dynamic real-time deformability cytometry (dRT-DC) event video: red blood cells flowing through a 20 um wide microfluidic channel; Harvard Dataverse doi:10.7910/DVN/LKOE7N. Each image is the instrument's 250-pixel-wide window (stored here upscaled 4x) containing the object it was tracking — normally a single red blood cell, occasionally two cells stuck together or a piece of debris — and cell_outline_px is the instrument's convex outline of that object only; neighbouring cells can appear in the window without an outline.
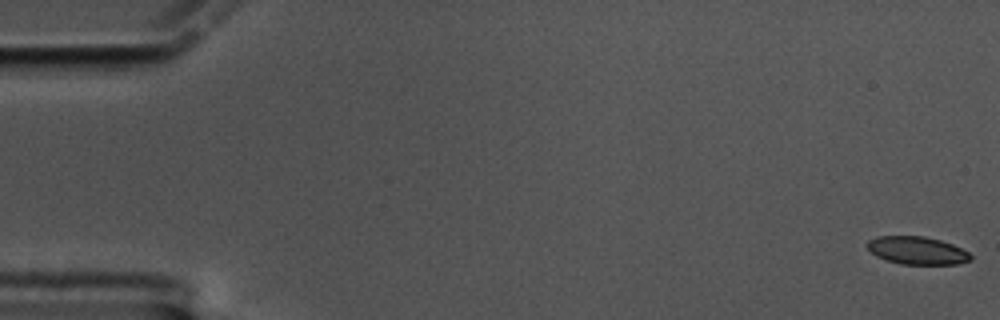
{"species": "common noctule bat (a hibernating species)", "species_latin": "Nyctalus noctula", "temperature_condition": "cold", "stored_images_in_passage": 61, "camera_frame_rate_fps": 3000, "um_per_image_px": 0.085, "animal": {"sex": "male", "body_mass_g": 17.5, "forearm_length_mm": 52.3}, "frame": {"image": 1, "passage_image": 1, "time_ms": 0.0, "image_size_px": [1000, 320], "cell_outline_px": [[972, 260], [956, 264], [900, 264], [876, 256], [864, 244], [868, 240], [876, 236], [924, 236], [940, 240], [952, 244], [968, 252], [972, 256]], "centroid_in_image_um": [77.93, 21.28], "position_along_channel_um": 7.1, "area_um2": 16.76}}
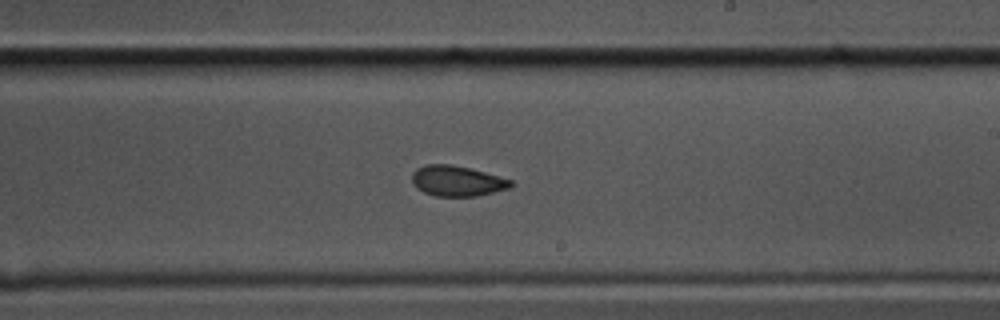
{"frame": {"image": 2, "passage_image": 36, "time_ms": 11.667, "image_size_px": [1000, 320], "cell_outline_px": [[516, 184], [508, 188], [476, 196], [436, 196], [424, 192], [416, 188], [412, 184], [412, 172], [416, 168], [424, 164], [452, 164], [484, 172], [512, 180]], "centroid_in_image_um": [38.81, 15.37], "position_along_channel_um": 250.2, "area_um2": 17.57}}
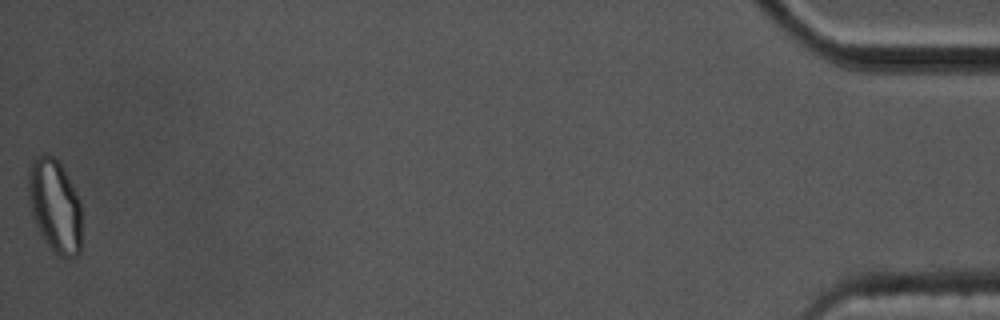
{"frame": {"image": 3, "passage_image": 61, "time_ms": 20.0, "image_size_px": [1000, 320], "cell_outline_px": [[80, 252], [76, 256], [68, 260], [52, 252], [40, 232], [36, 224], [32, 212], [28, 196], [28, 168], [32, 160], [36, 156], [44, 152], [48, 152], [60, 160], [80, 200]], "centroid_in_image_um": [4.66, 17.44], "position_along_channel_um": 430.5, "area_um2": 29.48}, "authors_computed_cell_mechanics": {"area_um2": 18.1492, "velocity_mm_per_s": 3.3276, "shape_relaxation_time_tau1_ms": null, "shape_relaxation_time_tau2_ms": 1.7208, "deformation_change_tau1": null, "deformation_change_tau2": 0.0658}}